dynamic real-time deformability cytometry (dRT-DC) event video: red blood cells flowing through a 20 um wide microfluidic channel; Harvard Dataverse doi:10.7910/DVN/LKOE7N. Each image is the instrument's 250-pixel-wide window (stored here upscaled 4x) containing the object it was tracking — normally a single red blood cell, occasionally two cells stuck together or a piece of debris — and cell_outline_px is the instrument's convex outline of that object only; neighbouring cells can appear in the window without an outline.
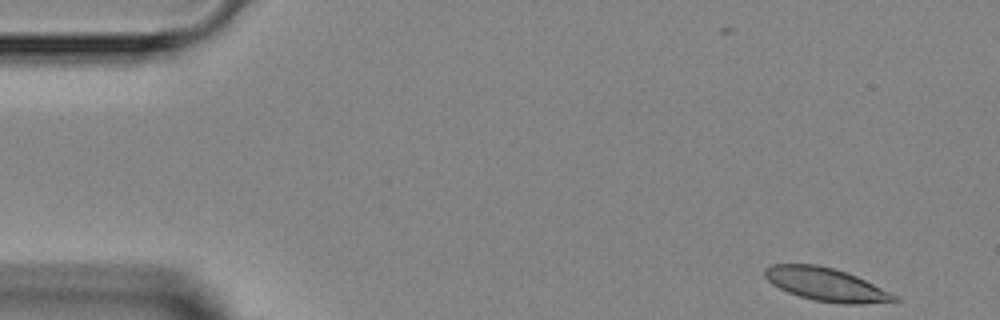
{"species": "Egyptian fruit bat (a non-hibernating species)", "species_latin": "Rousettus aegyptiacus", "temperature_condition": "room temperature", "stored_images_in_passage": 4, "segment_of_instrument_passage": [1, 2], "camera_frame_rate_fps": 3000, "um_per_image_px": 0.085, "animal": {"sex": "female"}, "frame": {"image": 1, "passage_image": 1, "time_ms": 0.0, "image_size_px": [1000, 320], "cell_outline_px": [[900, 300], [860, 304], [844, 304], [812, 300], [788, 292], [772, 284], [764, 276], [764, 268], [772, 264], [816, 264], [832, 268], [856, 276], [896, 296]], "centroid_in_image_um": [70.14, 24.17], "position_along_channel_um": 14.9, "area_um2": 24.57}}
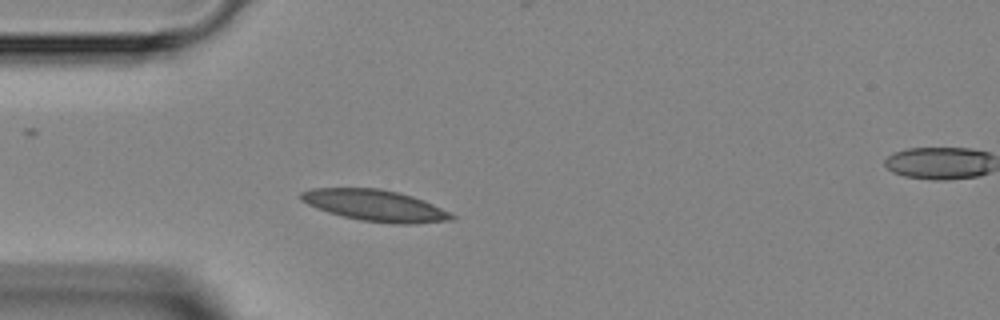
{"frame": {"image": 2, "passage_image": 3, "time_ms": 3.333, "image_size_px": [1000, 320], "cell_outline_px": [[456, 220], [416, 224], [392, 224], [360, 220], [328, 212], [316, 208], [300, 200], [300, 192], [312, 188], [380, 188], [412, 196], [424, 200], [456, 216]], "centroid_in_image_um": [31.9, 17.48], "position_along_channel_um": 53.1, "area_um2": 27.57}}